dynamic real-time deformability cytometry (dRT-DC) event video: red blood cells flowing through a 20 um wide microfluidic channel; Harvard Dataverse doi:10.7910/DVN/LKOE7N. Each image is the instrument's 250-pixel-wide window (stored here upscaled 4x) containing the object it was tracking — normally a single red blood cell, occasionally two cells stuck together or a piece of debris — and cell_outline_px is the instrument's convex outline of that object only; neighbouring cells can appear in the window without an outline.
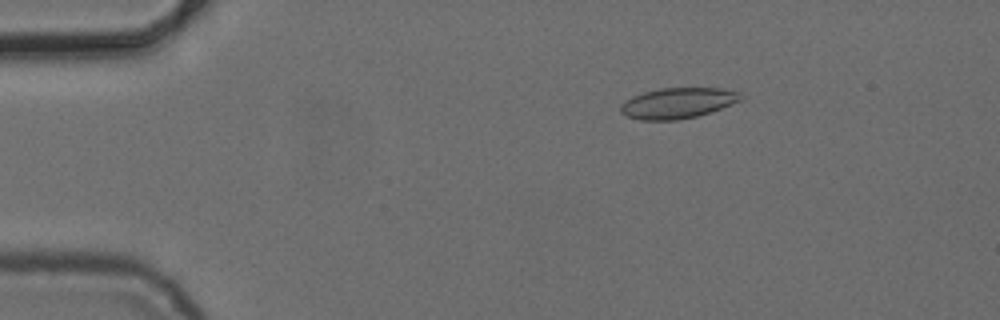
{"species": "common noctule bat (a hibernating species)", "species_latin": "Nyctalus noctula", "temperature_condition": "cold", "stored_images_in_passage": 5, "camera_frame_rate_fps": 3000, "um_per_image_px": 0.085, "animal": {"sex": "female", "body_mass_g": 24.6, "forearm_length_mm": 56.2}, "frame": {"image": 1, "passage_image": 3, "time_ms": 2.333, "image_size_px": [1000, 320], "cell_outline_px": [[744, 100], [696, 116], [676, 120], [640, 120], [628, 116], [620, 112], [620, 104], [624, 100], [632, 96], [644, 92], [660, 88], [720, 88], [740, 92], [744, 96]], "centroid_in_image_um": [57.61, 8.75], "position_along_channel_um": 27.4, "area_um2": 21.5}}